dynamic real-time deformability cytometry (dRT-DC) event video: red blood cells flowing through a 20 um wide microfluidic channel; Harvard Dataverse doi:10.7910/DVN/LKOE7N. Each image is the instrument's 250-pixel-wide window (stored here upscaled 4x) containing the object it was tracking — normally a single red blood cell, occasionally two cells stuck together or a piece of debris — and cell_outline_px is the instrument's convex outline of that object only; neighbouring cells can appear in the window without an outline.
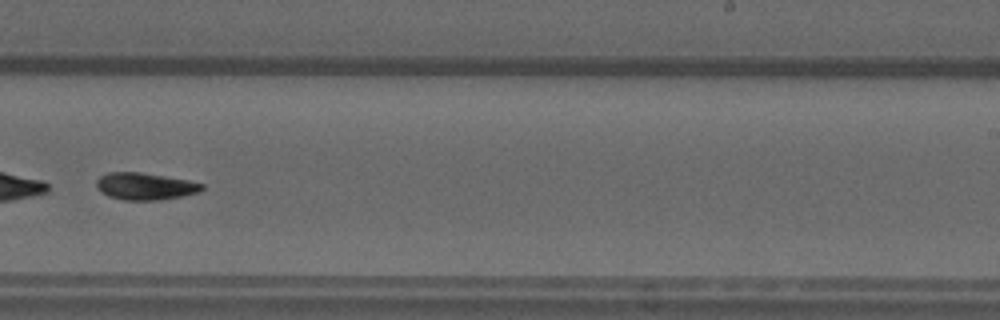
{"species": "common noctule bat (a hibernating species)", "species_latin": "Nyctalus noctula", "temperature_condition": "warm", "stored_images_in_passage": 38, "camera_frame_rate_fps": 3000, "um_per_image_px": 0.085, "animal": {"sex": "male", "forearm_length_mm": 52.5}, "frame": {"image": 1, "passage_image": 22, "time_ms": 7.0, "image_size_px": [1000, 320], "cell_outline_px": [[204, 188], [200, 192], [160, 200], [124, 200], [108, 196], [100, 192], [96, 188], [96, 180], [100, 176], [108, 172], [140, 172], [188, 180], [204, 184]], "centroid_in_image_um": [12.3, 15.83], "position_along_channel_um": 276.7, "area_um2": 16.7}, "authors_computed_cell_mechanics": {"area_um2": 16.3574, "velocity_mm_per_s": 4.1052, "shape_relaxation_time_tau1_ms": 0.8447, "shape_relaxation_time_tau2_ms": null, "deformation_change_tau1": 0.2346, "deformation_change_tau2": null}}